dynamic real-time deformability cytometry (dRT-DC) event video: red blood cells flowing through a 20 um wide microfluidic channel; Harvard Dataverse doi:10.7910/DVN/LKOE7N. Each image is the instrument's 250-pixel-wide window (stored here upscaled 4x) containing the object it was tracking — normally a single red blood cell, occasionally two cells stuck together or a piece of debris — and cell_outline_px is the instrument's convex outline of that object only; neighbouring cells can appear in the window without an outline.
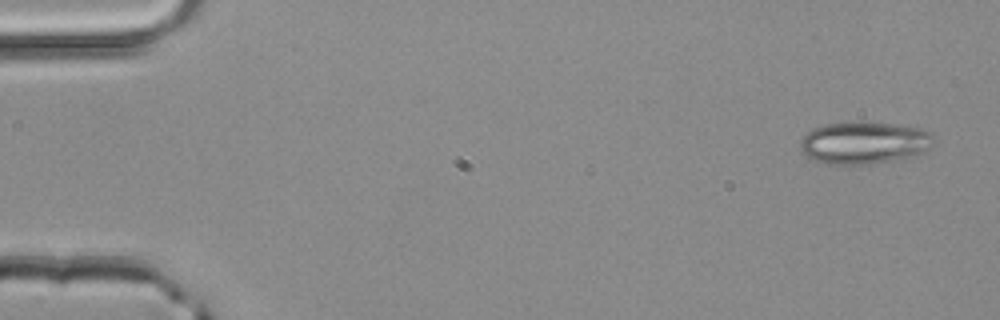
{"species": "common noctule bat (a hibernating species)", "species_latin": "Nyctalus noctula", "temperature_condition": "room temperature", "stored_images_in_passage": 3, "camera_frame_rate_fps": 3000, "um_per_image_px": 0.085, "animal": {"sex": "male", "body_mass_g": 20.4}, "frame": {"image": 1, "passage_image": 1, "time_ms": 0.0, "image_size_px": [1000, 320], "cell_outline_px": [[932, 136], [928, 148], [912, 156], [868, 164], [828, 164], [816, 160], [808, 156], [800, 148], [800, 140], [812, 128], [824, 124], [892, 124], [920, 128], [928, 132]], "centroid_in_image_um": [73.39, 12.15], "position_along_channel_um": 11.6, "area_um2": 31.56}}